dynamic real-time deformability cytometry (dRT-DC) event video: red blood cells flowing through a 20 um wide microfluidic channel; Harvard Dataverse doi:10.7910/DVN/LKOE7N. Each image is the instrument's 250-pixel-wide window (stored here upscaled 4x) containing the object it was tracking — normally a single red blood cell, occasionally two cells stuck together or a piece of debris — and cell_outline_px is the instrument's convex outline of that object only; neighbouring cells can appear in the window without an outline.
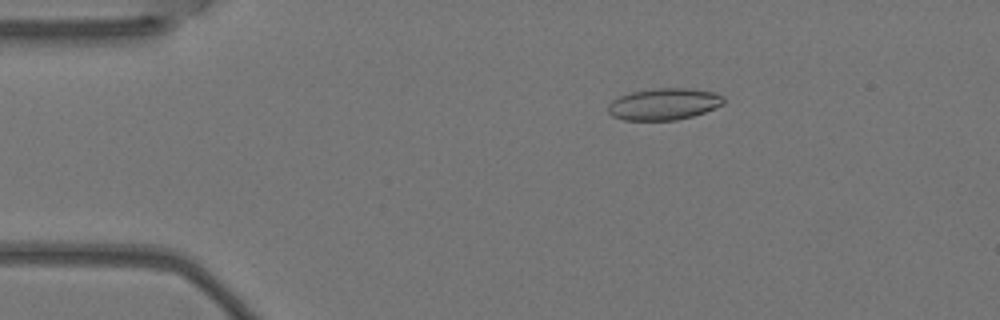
{"species": "Egyptian fruit bat (a non-hibernating species)", "species_latin": "Rousettus aegyptiacus", "temperature_condition": "warm", "stored_images_in_passage": 6, "camera_frame_rate_fps": 3000, "um_per_image_px": 0.085, "animal": {"sex": "female"}, "frame": {"image": 1, "passage_image": 3, "time_ms": 0.667, "image_size_px": [1000, 320], "cell_outline_px": [[724, 104], [704, 112], [692, 116], [676, 120], [624, 120], [612, 116], [608, 112], [608, 104], [612, 100], [620, 96], [632, 92], [656, 88], [688, 88], [712, 92], [724, 96]], "centroid_in_image_um": [56.42, 8.85], "position_along_channel_um": 28.6, "area_um2": 21.27}}
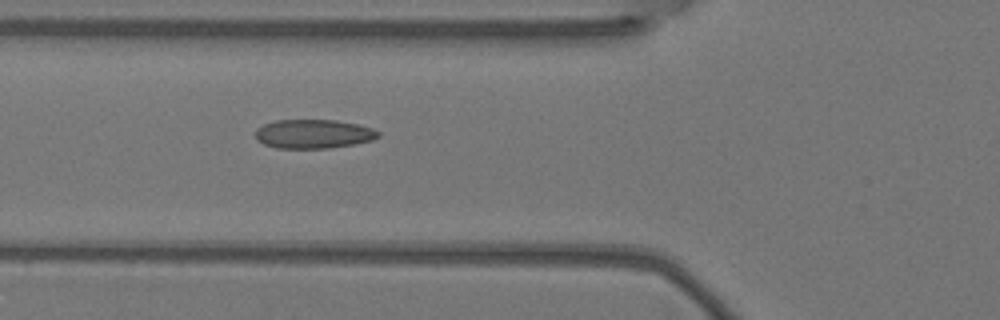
{"frame": {"image": 2, "passage_image": 6, "time_ms": 1.667, "image_size_px": [1000, 320], "cell_outline_px": [[380, 136], [372, 140], [356, 144], [328, 148], [276, 148], [264, 144], [256, 140], [256, 128], [264, 124], [276, 120], [336, 120], [356, 124], [372, 128], [380, 132]], "centroid_in_image_um": [26.64, 11.38], "position_along_channel_um": 99.2, "area_um2": 20.81}}